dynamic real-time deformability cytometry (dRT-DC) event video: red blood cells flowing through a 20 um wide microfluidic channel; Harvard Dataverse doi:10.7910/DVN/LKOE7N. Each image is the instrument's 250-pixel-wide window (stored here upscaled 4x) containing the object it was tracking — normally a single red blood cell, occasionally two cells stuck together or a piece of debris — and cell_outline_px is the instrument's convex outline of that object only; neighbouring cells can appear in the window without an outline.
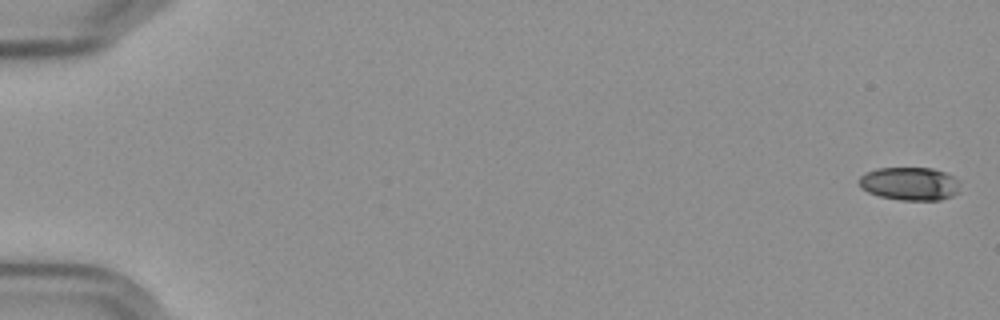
{"species": "Egyptian fruit bat (a non-hibernating species)", "species_latin": "Rousettus aegyptiacus", "temperature_condition": "cold", "stored_images_in_passage": 7, "camera_frame_rate_fps": 3000, "um_per_image_px": 0.085, "frame": {"image": 1, "passage_image": 1, "time_ms": 0.0, "image_size_px": [1000, 320], "cell_outline_px": [[960, 192], [952, 196], [940, 200], [900, 200], [880, 196], [868, 192], [860, 188], [856, 180], [860, 176], [876, 168], [932, 168], [944, 172], [960, 180]], "centroid_in_image_um": [77.33, 15.62], "position_along_channel_um": 7.7, "area_um2": 19.83}}
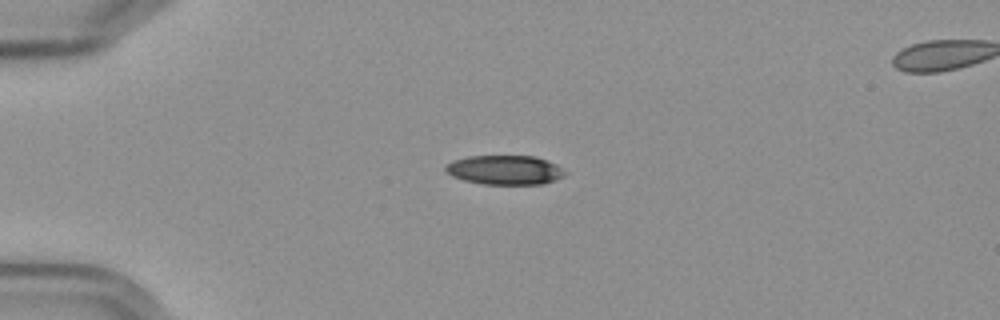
{"frame": {"image": 2, "passage_image": 5, "time_ms": 4.667, "image_size_px": [1000, 320], "cell_outline_px": [[568, 172], [564, 176], [556, 180], [544, 184], [484, 184], [464, 180], [452, 176], [444, 168], [452, 160], [468, 156], [536, 156], [548, 160], [556, 164]], "centroid_in_image_um": [42.96, 14.44], "position_along_channel_um": 42.0, "area_um2": 20.52}}
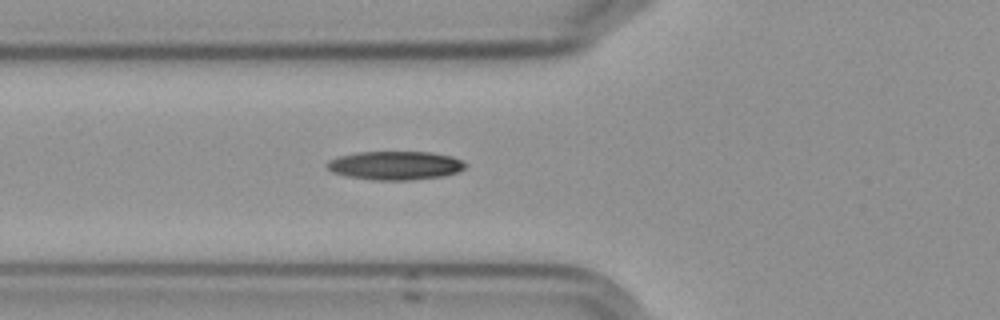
{"frame": {"image": 3, "passage_image": 7, "time_ms": 7.0, "image_size_px": [1000, 320], "cell_outline_px": [[468, 164], [464, 168], [456, 172], [444, 176], [408, 180], [372, 180], [348, 176], [332, 172], [324, 164], [328, 160], [340, 156], [356, 152], [432, 152], [452, 156]], "centroid_in_image_um": [33.58, 14.06], "position_along_channel_um": 92.2, "area_um2": 23.12}}